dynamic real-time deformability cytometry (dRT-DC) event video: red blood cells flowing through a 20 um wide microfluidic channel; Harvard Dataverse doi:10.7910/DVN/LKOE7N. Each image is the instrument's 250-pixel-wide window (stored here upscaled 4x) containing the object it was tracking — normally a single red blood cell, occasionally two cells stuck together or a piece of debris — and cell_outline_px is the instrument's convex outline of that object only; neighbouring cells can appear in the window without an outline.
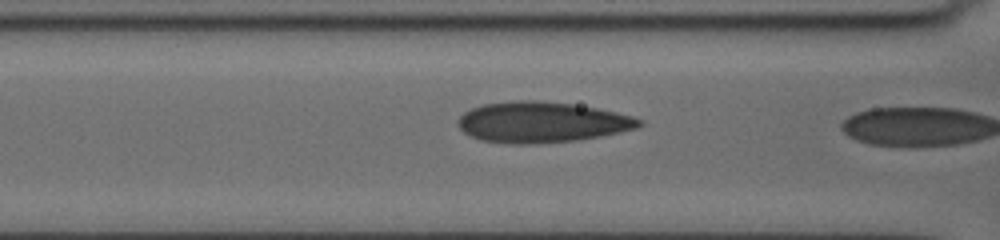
{"species": "human", "species_latin": "Homo sapiens", "temperature_condition": "cold", "stored_images_in_passage": 17, "camera_frame_rate_fps": 3000, "um_per_image_px": 0.085, "donor": {"sex": "female"}, "frame": {"image": 1, "passage_image": 16, "time_ms": 5.0, "image_size_px": [1000, 240], "cell_outline_px": [[644, 124], [636, 128], [600, 136], [576, 140], [528, 144], [512, 144], [480, 140], [464, 132], [456, 124], [456, 120], [464, 112], [472, 108], [484, 104], [512, 100], [536, 100], [572, 104], [596, 108], [616, 112], [632, 116], [640, 120]], "centroid_in_image_um": [46.0, 10.38], "position_along_channel_um": 120.6, "area_um2": 42.83}}